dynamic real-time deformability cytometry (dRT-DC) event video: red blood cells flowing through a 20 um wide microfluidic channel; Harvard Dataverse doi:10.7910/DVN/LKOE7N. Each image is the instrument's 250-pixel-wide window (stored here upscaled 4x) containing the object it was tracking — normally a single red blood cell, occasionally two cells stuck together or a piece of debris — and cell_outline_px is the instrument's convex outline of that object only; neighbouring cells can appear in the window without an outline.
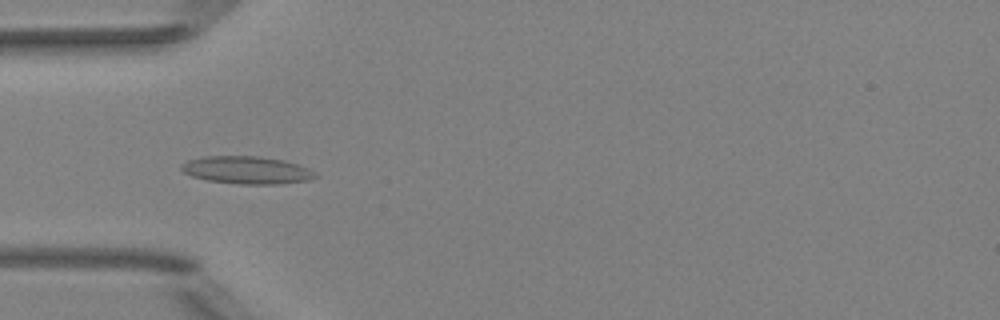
{"species": "Egyptian fruit bat (a non-hibernating species)", "species_latin": "Rousettus aegyptiacus", "temperature_condition": "room temperature", "stored_images_in_passage": 51, "camera_frame_rate_fps": 3000, "um_per_image_px": 0.085, "animal": {"sex": "female"}, "frame": {"image": 1, "passage_image": 16, "time_ms": 5.0, "image_size_px": [1000, 320], "cell_outline_px": [[320, 176], [308, 180], [280, 184], [240, 184], [208, 180], [192, 176], [184, 172], [180, 168], [180, 164], [188, 160], [204, 156], [260, 156], [284, 160], [308, 168]], "centroid_in_image_um": [20.98, 14.45], "position_along_channel_um": 64.0, "area_um2": 21.56}}
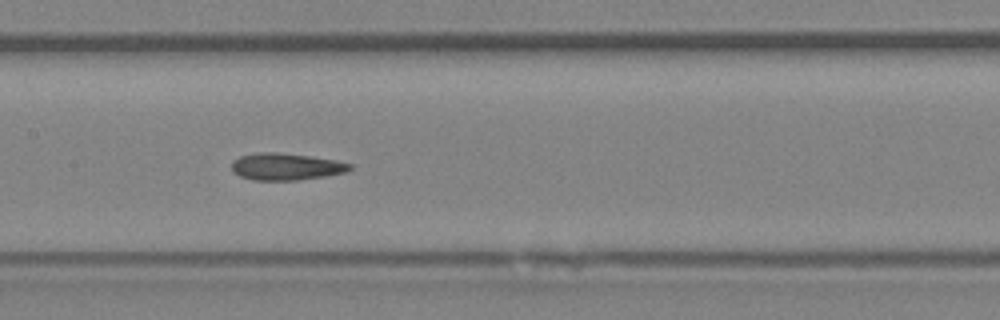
{"frame": {"image": 2, "passage_image": 25, "time_ms": 8.0, "image_size_px": [1000, 320], "cell_outline_px": [[352, 168], [348, 172], [324, 176], [296, 180], [252, 180], [240, 176], [232, 172], [232, 160], [240, 156], [260, 152], [276, 152], [308, 156], [336, 160], [352, 164]], "centroid_in_image_um": [24.3, 14.16], "position_along_channel_um": 183.1, "area_um2": 18.55}}
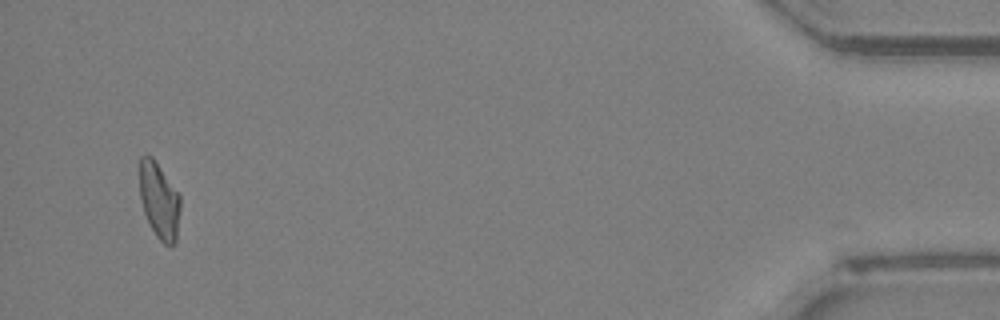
{"frame": {"image": 3, "passage_image": 49, "time_ms": 16.0, "image_size_px": [1000, 320], "cell_outline_px": [[180, 208], [176, 240], [172, 244], [164, 244], [156, 236], [144, 212], [140, 196], [140, 156], [152, 156], [180, 196]], "centroid_in_image_um": [13.53, 17.04], "position_along_channel_um": 421.7, "area_um2": 17.63}, "authors_computed_cell_mechanics": {"area_um2": 18.8428, "velocity_mm_per_s": 4.015, "shape_relaxation_time_tau1_ms": null, "shape_relaxation_time_tau2_ms": 3.4405, "deformation_change_tau1": null, "deformation_change_tau2": 0.1083}}